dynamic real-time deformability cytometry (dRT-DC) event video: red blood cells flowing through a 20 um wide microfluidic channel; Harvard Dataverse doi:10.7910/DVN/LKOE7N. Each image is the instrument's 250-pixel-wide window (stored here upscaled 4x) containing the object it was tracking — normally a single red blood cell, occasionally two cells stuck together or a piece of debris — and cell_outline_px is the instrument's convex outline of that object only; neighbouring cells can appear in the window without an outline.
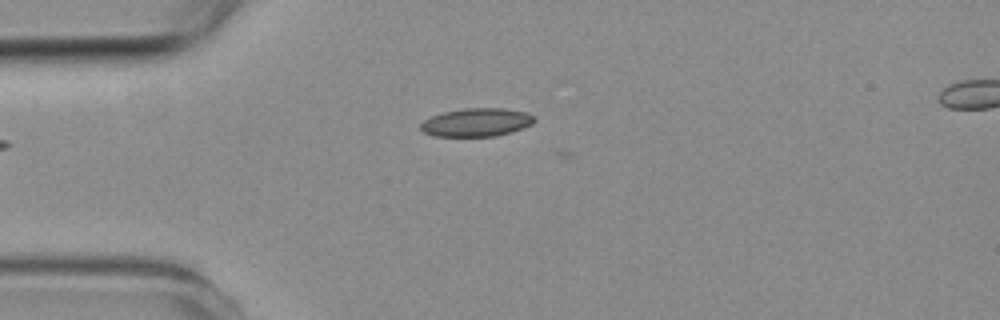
{"species": "common noctule bat (a hibernating species)", "species_latin": "Nyctalus noctula", "temperature_condition": "room temperature", "stored_images_in_passage": 3, "camera_frame_rate_fps": 3000, "um_per_image_px": 0.085, "animal": {"sex": "female", "body_mass_g": 19.3, "forearm_length_mm": 54.1}, "frame": {"image": 1, "passage_image": 3, "time_ms": 2.333, "image_size_px": [1000, 320], "cell_outline_px": [[536, 120], [532, 124], [496, 136], [436, 136], [424, 132], [420, 128], [420, 124], [424, 120], [432, 116], [444, 112], [464, 108], [500, 108], [524, 112], [536, 116]], "centroid_in_image_um": [40.49, 10.39], "position_along_channel_um": 44.5, "area_um2": 18.5}}